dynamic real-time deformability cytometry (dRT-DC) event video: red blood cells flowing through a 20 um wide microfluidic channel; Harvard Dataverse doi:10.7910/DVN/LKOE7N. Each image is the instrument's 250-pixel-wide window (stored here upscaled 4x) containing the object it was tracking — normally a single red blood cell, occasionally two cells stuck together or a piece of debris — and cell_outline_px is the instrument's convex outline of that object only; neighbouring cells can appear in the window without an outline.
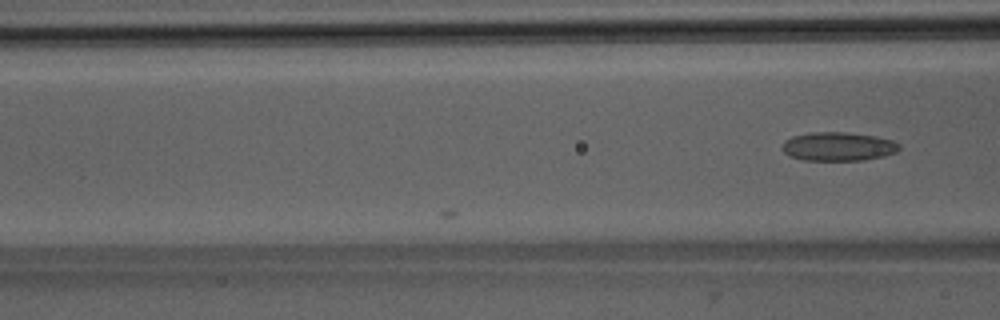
{"species": "Egyptian fruit bat (a non-hibernating species)", "species_latin": "Rousettus aegyptiacus", "temperature_condition": "room temperature", "stored_images_in_passage": 5, "camera_frame_rate_fps": 3000, "um_per_image_px": 0.085, "animal": {"sex": "male"}, "frame": {"image": 1, "passage_image": 5, "time_ms": 1.333, "image_size_px": [1000, 320], "cell_outline_px": [[900, 148], [896, 152], [884, 156], [864, 160], [804, 160], [788, 156], [780, 148], [780, 144], [784, 140], [792, 136], [812, 132], [844, 132], [876, 136], [892, 140], [900, 144]], "centroid_in_image_um": [71.21, 12.45], "position_along_channel_um": 95.4, "area_um2": 19.83}}